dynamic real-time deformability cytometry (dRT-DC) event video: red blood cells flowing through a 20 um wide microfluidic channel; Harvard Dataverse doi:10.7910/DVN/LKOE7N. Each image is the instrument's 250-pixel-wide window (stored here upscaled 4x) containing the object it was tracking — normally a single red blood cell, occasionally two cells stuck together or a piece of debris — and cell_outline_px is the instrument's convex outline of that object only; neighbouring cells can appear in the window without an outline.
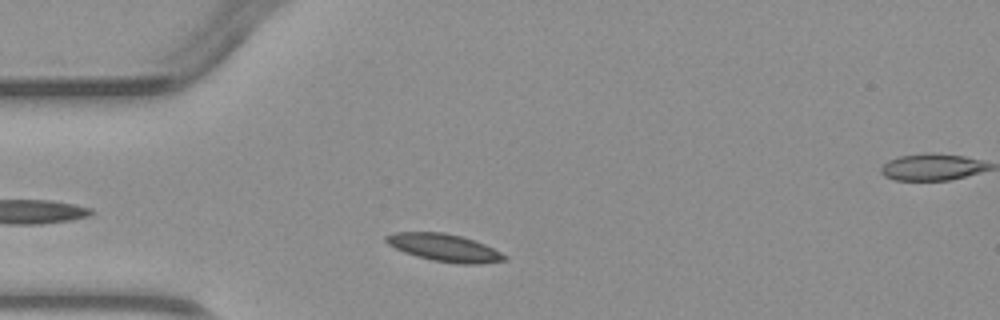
{"species": "common noctule bat (a hibernating species)", "species_latin": "Nyctalus noctula", "temperature_condition": "warm", "stored_images_in_passage": 5, "segment_of_instrument_passage": [1, 2], "camera_frame_rate_fps": 3000, "um_per_image_px": 0.085, "animal": {"sex": "male", "body_mass_g": 23.1, "forearm_length_mm": 52.7}, "frame": {"image": 1, "passage_image": 4, "time_ms": 3.333, "image_size_px": [1000, 320], "cell_outline_px": [[508, 260], [476, 264], [460, 264], [432, 260], [416, 256], [404, 252], [388, 244], [384, 240], [384, 236], [396, 232], [444, 232], [460, 236], [484, 244], [508, 256]], "centroid_in_image_um": [37.76, 21.05], "position_along_channel_um": 47.2, "area_um2": 18.84}}